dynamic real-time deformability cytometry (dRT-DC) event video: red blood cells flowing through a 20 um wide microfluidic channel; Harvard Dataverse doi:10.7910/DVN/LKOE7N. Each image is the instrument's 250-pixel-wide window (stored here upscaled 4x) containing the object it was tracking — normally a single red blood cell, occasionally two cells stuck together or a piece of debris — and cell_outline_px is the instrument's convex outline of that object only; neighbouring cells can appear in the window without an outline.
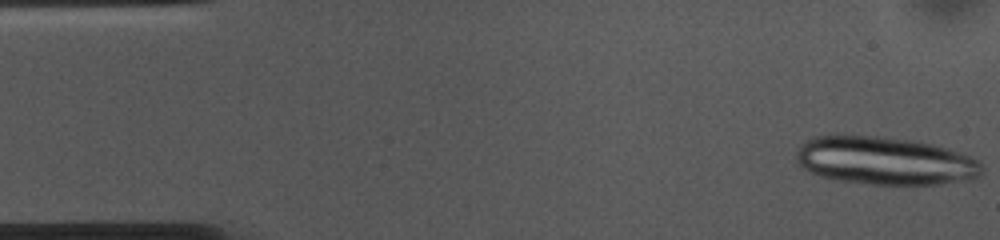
{"species": "common noctule bat (a hibernating species)", "species_latin": "Nyctalus noctula", "temperature_condition": "cold", "stored_images_in_passage": 18, "camera_frame_rate_fps": 3000, "um_per_image_px": 0.085, "animal": {"sex": "female", "body_mass_g": 10.0, "forearm_length_mm": 53.1}, "frame": {"image": 1, "passage_image": 1, "time_ms": 0.0, "image_size_px": [1000, 240], "cell_outline_px": [[984, 172], [980, 176], [968, 180], [940, 184], [872, 184], [840, 180], [820, 176], [808, 172], [796, 160], [796, 152], [800, 144], [804, 140], [812, 136], [836, 132], [840, 132], [880, 136], [916, 140], [948, 148], [968, 156], [976, 160], [984, 168]], "centroid_in_image_um": [75.15, 13.62], "position_along_channel_um": 9.9, "area_um2": 53.06}}